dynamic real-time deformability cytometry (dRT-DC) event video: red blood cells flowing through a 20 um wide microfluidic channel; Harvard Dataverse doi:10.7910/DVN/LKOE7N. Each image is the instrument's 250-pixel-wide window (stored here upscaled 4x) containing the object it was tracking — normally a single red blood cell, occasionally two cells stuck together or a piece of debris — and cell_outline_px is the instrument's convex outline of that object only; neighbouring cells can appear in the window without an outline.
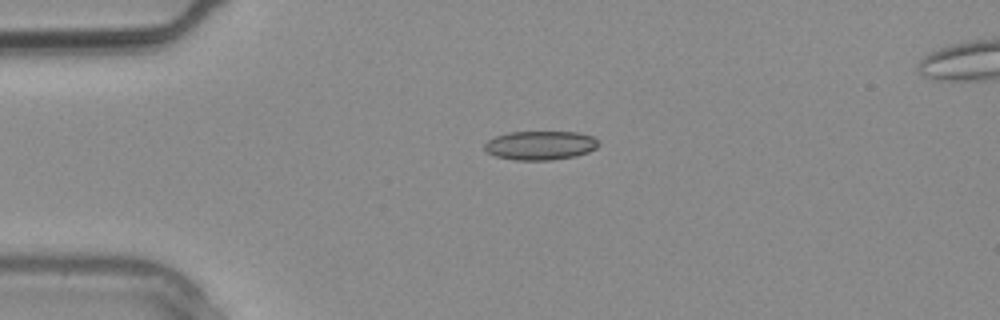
{"species": "common noctule bat (a hibernating species)", "species_latin": "Nyctalus noctula", "temperature_condition": "warm", "stored_images_in_passage": 2, "camera_frame_rate_fps": 3000, "um_per_image_px": 0.085, "animal": {"sex": "male", "body_mass_g": 20.4}, "frame": {"image": 1, "passage_image": 1, "time_ms": 0.0, "image_size_px": [1000, 320], "cell_outline_px": [[600, 144], [596, 148], [588, 152], [576, 156], [552, 160], [516, 160], [496, 156], [488, 152], [484, 148], [484, 144], [488, 140], [496, 136], [508, 132], [580, 132], [592, 136]], "centroid_in_image_um": [45.94, 12.35], "position_along_channel_um": 39.1, "area_um2": 19.25}}